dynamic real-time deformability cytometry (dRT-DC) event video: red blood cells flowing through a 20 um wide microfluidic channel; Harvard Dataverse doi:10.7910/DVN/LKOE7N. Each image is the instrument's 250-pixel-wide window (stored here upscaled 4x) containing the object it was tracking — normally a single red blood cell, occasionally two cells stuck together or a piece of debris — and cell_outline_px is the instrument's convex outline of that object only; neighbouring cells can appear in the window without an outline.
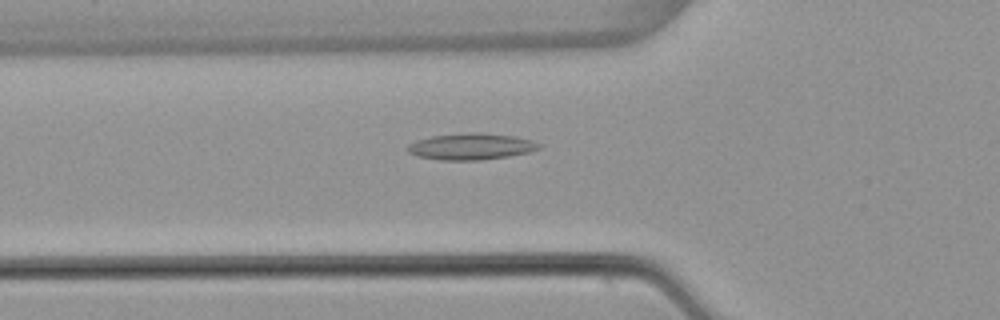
{"species": "common noctule bat (a hibernating species)", "species_latin": "Nyctalus noctula", "temperature_condition": "warm", "stored_images_in_passage": 39, "camera_frame_rate_fps": 3000, "um_per_image_px": 0.085, "animal": {"sex": "female", "body_mass_g": 22.7, "forearm_length_mm": 54.2}, "frame": {"image": 1, "passage_image": 5, "time_ms": 1.333, "image_size_px": [1000, 320], "cell_outline_px": [[544, 144], [540, 148], [528, 152], [508, 156], [480, 160], [440, 160], [416, 156], [408, 152], [404, 148], [408, 144], [416, 140], [432, 136], [468, 132], [480, 132], [516, 136], [532, 140]], "centroid_in_image_um": [40.03, 12.44], "position_along_channel_um": 85.8, "area_um2": 20.52}}
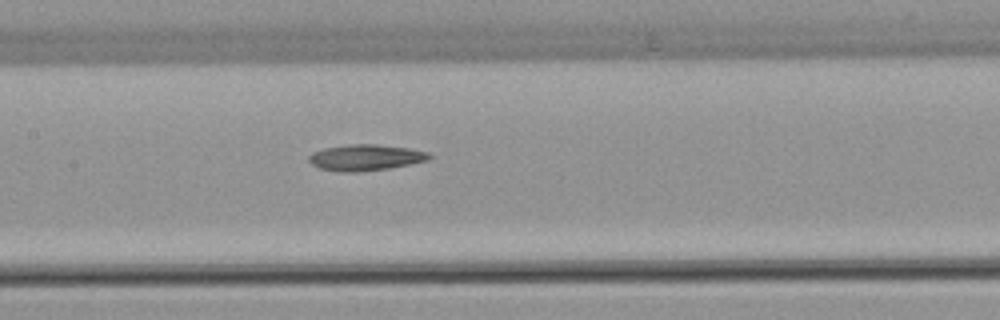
{"frame": {"image": 2, "passage_image": 12, "time_ms": 3.667, "image_size_px": [1000, 320], "cell_outline_px": [[432, 156], [428, 160], [388, 168], [356, 172], [340, 172], [320, 168], [312, 164], [308, 160], [308, 156], [312, 152], [324, 148], [348, 144], [376, 144], [408, 148], [428, 152]], "centroid_in_image_um": [31.03, 13.38], "position_along_channel_um": 176.4, "area_um2": 18.21}}
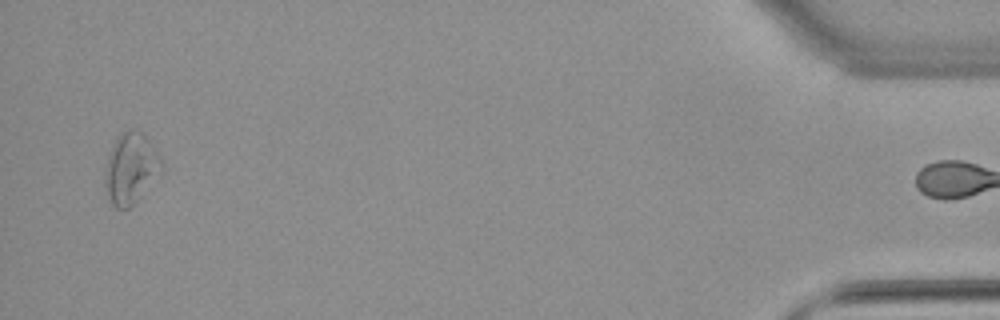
{"frame": {"image": 3, "passage_image": 38, "time_ms": 12.333, "image_size_px": [1000, 320], "cell_outline_px": [[164, 172], [128, 208], [116, 208], [112, 204], [108, 196], [104, 184], [104, 180], [108, 156], [116, 136], [120, 132], [132, 128], [136, 128], [152, 144], [160, 156], [164, 168]], "centroid_in_image_um": [11.14, 14.28], "position_along_channel_um": 424.1, "area_um2": 23.47}}